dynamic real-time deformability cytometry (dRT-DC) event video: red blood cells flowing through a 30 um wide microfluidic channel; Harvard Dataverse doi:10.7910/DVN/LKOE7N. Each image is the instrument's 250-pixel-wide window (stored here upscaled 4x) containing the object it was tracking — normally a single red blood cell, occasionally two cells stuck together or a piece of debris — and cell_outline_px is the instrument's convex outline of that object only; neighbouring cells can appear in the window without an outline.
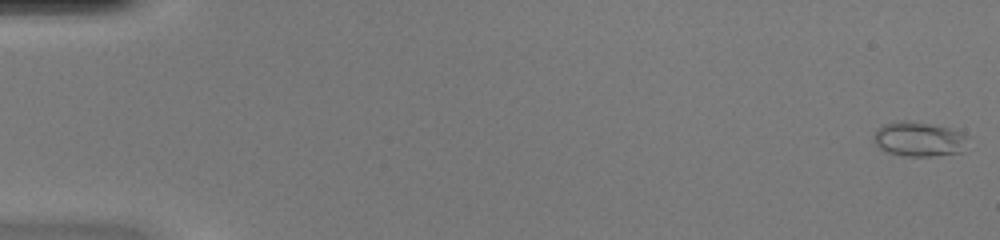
{"species": "common noctule bat (a hibernating species)", "species_latin": "Nyctalus noctula", "temperature_condition": "warm", "stored_images_in_passage": 49, "camera_frame_rate_fps": 3000, "um_per_image_px": 0.085, "animal": {"sex": "female", "body_mass_g": 20.0, "forearm_length_mm": 54.0}, "frame": {"image": 1, "passage_image": 1, "time_ms": 0.0, "image_size_px": [1000, 240], "cell_outline_px": [[968, 136], [964, 152], [932, 156], [900, 156], [888, 152], [880, 148], [876, 144], [872, 136], [876, 128], [884, 124], [900, 120], [908, 120], [948, 128], [964, 132]], "centroid_in_image_um": [78.11, 11.83], "position_along_channel_um": 6.9, "area_um2": 19.25}}
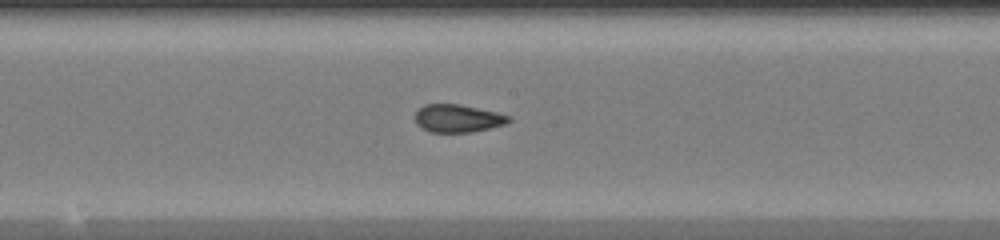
{"frame": {"image": 2, "passage_image": 27, "time_ms": 8.667, "image_size_px": [1000, 240], "cell_outline_px": [[512, 120], [504, 124], [472, 132], [432, 132], [416, 124], [416, 112], [424, 104], [460, 104], [496, 112], [512, 116]], "centroid_in_image_um": [38.93, 10.05], "position_along_channel_um": 209.3, "area_um2": 15.03}}
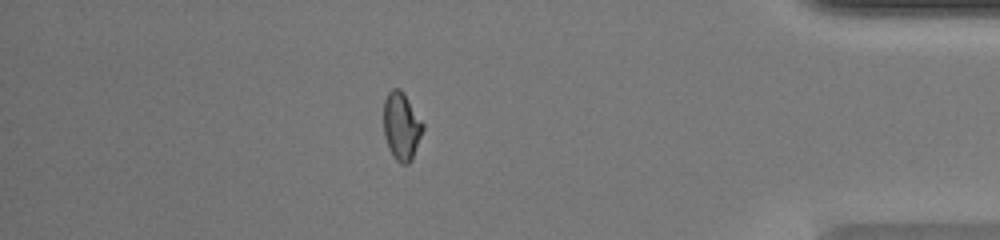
{"frame": {"image": 3, "passage_image": 43, "time_ms": 14.0, "image_size_px": [1000, 240], "cell_outline_px": [[424, 128], [412, 160], [408, 164], [400, 164], [392, 156], [388, 148], [384, 136], [384, 100], [388, 92], [392, 88], [400, 88], [404, 92], [424, 124]], "centroid_in_image_um": [34.12, 10.73], "position_along_channel_um": 401.1, "area_um2": 15.72}}